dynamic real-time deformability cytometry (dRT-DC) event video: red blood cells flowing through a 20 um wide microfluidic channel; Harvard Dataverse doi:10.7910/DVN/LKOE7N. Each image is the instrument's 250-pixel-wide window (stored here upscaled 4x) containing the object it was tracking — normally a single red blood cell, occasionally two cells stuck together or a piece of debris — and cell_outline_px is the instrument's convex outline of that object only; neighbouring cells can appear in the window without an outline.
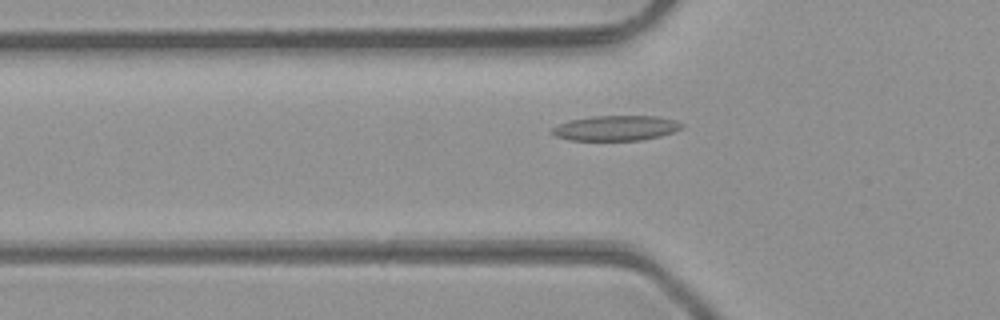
{"species": "common noctule bat (a hibernating species)", "species_latin": "Nyctalus noctula", "temperature_condition": "room temperature", "stored_images_in_passage": 30, "camera_frame_rate_fps": 3000, "um_per_image_px": 0.085, "animal": {"sex": "male", "body_mass_g": 23.1, "forearm_length_mm": 52.7}, "frame": {"image": 1, "passage_image": 2, "time_ms": 0.333, "image_size_px": [1000, 320], "cell_outline_px": [[684, 128], [660, 136], [640, 140], [568, 140], [556, 136], [548, 132], [552, 128], [568, 120], [592, 116], [660, 116], [676, 120], [684, 124]], "centroid_in_image_um": [52.36, 10.88], "position_along_channel_um": 73.4, "area_um2": 19.13}}
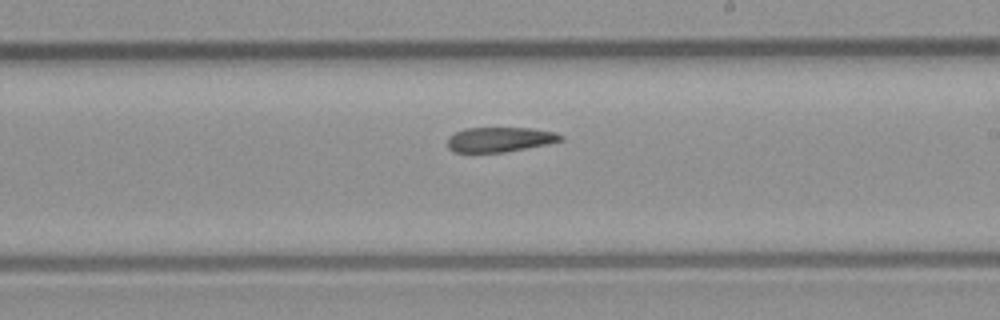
{"frame": {"image": 2, "passage_image": 14, "time_ms": 4.333, "image_size_px": [1000, 320], "cell_outline_px": [[564, 140], [504, 152], [452, 152], [448, 148], [448, 136], [464, 128], [532, 128], [556, 132], [564, 136]], "centroid_in_image_um": [42.46, 11.85], "position_along_channel_um": 246.5, "area_um2": 16.3}}
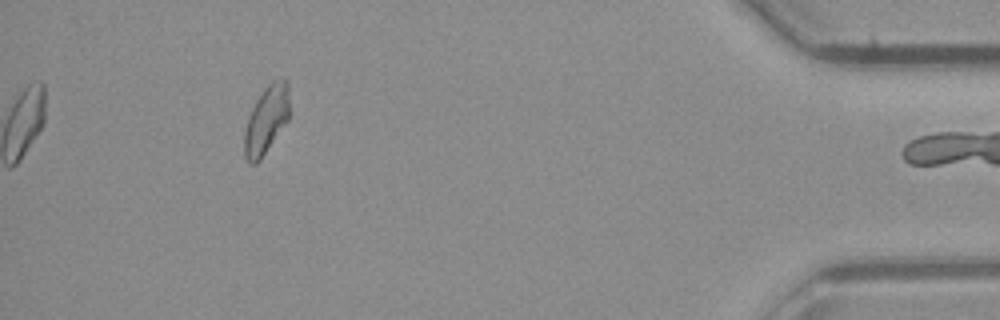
{"frame": {"image": 3, "passage_image": 30, "time_ms": 9.667, "image_size_px": [1000, 320], "cell_outline_px": [[288, 120], [260, 160], [256, 164], [248, 164], [244, 156], [244, 132], [248, 116], [256, 100], [264, 88], [272, 80], [280, 76], [284, 76], [288, 80]], "centroid_in_image_um": [22.63, 10.16], "position_along_channel_um": 412.6, "area_um2": 18.03}, "authors_computed_cell_mechanics": {"area_um2": 17.6868, "velocity_mm_per_s": 4.3008, "shape_relaxation_time_tau1_ms": null, "shape_relaxation_time_tau2_ms": 7.0392, "deformation_change_tau1": null, "deformation_change_tau2": 0.1818}}